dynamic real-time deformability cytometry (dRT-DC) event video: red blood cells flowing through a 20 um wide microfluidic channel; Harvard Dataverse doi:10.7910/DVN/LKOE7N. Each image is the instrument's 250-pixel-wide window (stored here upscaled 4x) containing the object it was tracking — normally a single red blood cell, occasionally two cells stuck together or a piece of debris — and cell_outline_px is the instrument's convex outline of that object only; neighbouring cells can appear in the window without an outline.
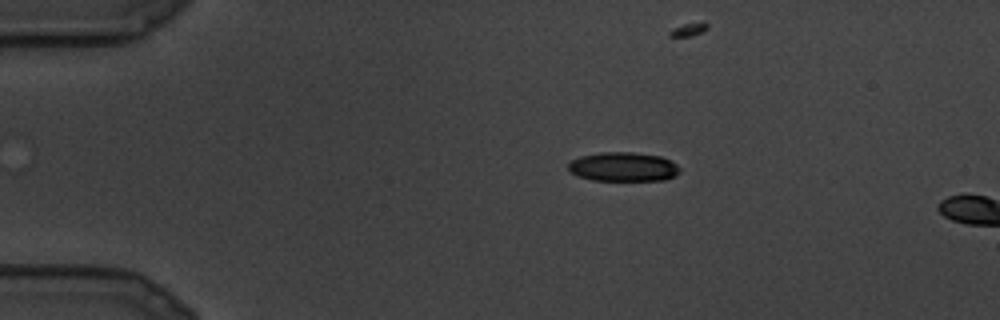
{"species": "common noctule bat (a hibernating species)", "species_latin": "Nyctalus noctula", "temperature_condition": "cold", "stored_images_in_passage": 3, "camera_frame_rate_fps": 3000, "um_per_image_px": 0.085, "animal": {"sex": "male", "body_mass_g": 19.5, "forearm_length_mm": 54.6}, "frame": {"image": 1, "passage_image": 1, "time_ms": 0.0, "image_size_px": [1000, 320], "cell_outline_px": [[680, 172], [676, 176], [664, 180], [592, 180], [576, 176], [568, 172], [568, 164], [572, 160], [580, 156], [600, 152], [632, 152], [660, 156], [672, 160], [680, 168]], "centroid_in_image_um": [52.97, 14.18], "position_along_channel_um": 32.0, "area_um2": 19.19}}